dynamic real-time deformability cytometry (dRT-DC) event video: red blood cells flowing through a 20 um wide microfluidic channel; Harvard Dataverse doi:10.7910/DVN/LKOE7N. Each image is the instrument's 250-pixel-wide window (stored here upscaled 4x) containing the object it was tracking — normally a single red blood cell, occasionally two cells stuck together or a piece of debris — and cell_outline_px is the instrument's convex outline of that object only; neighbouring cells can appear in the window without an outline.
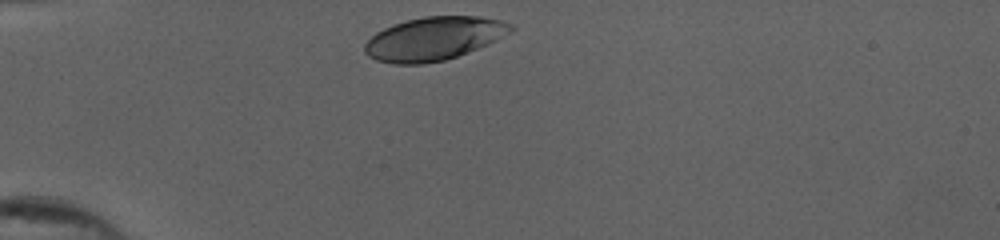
{"species": "human", "species_latin": "Homo sapiens", "temperature_condition": "cold", "stored_images_in_passage": 30, "camera_frame_rate_fps": 3000, "um_per_image_px": 0.085, "donor": {"sex": "female"}, "frame": {"image": 1, "passage_image": 1, "time_ms": 0.0, "image_size_px": [1000, 240], "cell_outline_px": [[516, 28], [496, 40], [488, 44], [468, 52], [444, 60], [424, 64], [392, 64], [376, 60], [368, 56], [364, 52], [364, 44], [376, 32], [384, 28], [408, 20], [424, 16], [480, 16], [500, 20], [512, 24]], "centroid_in_image_um": [36.87, 3.29], "position_along_channel_um": 48.1, "area_um2": 36.82}}
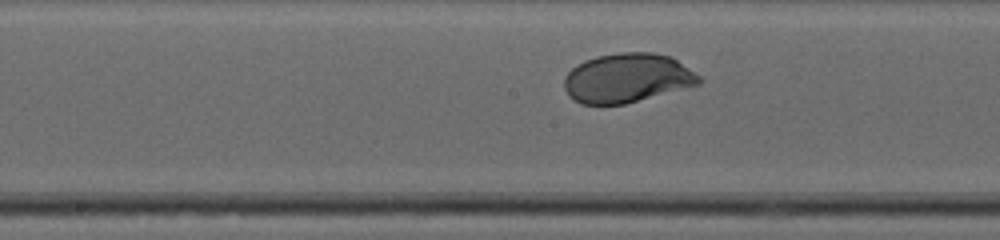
{"frame": {"image": 2, "passage_image": 15, "time_ms": 4.667, "image_size_px": [1000, 240], "cell_outline_px": [[704, 80], [700, 84], [624, 104], [580, 104], [572, 100], [568, 96], [564, 88], [564, 76], [576, 64], [584, 60], [596, 56], [620, 52], [652, 52], [672, 56], [700, 76]], "centroid_in_image_um": [53.29, 6.62], "position_along_channel_um": 194.9, "area_um2": 38.96}}
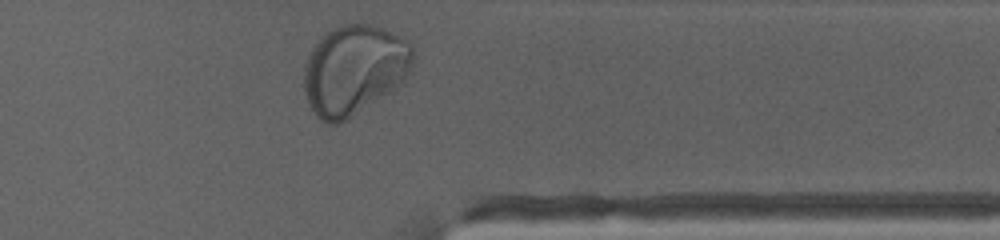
{"frame": {"image": 3, "passage_image": 30, "time_ms": 9.667, "image_size_px": [1000, 240], "cell_outline_px": [[416, 56], [412, 64], [404, 76], [392, 88], [344, 120], [336, 124], [328, 124], [320, 120], [316, 116], [308, 100], [304, 88], [304, 64], [308, 52], [316, 40], [324, 32], [340, 24], [372, 24], [384, 28], [408, 40]], "centroid_in_image_um": [30.04, 5.86], "position_along_channel_um": 381.4, "area_um2": 56.47}, "authors_computed_cell_mechanics": {"area_um2": 38.8994, "velocity_mm_per_s": 3.7794, "shape_relaxation_time_tau1_ms": 2.1393, "shape_relaxation_time_tau2_ms": null, "deformation_change_tau1": 0.1375, "deformation_change_tau2": null}}